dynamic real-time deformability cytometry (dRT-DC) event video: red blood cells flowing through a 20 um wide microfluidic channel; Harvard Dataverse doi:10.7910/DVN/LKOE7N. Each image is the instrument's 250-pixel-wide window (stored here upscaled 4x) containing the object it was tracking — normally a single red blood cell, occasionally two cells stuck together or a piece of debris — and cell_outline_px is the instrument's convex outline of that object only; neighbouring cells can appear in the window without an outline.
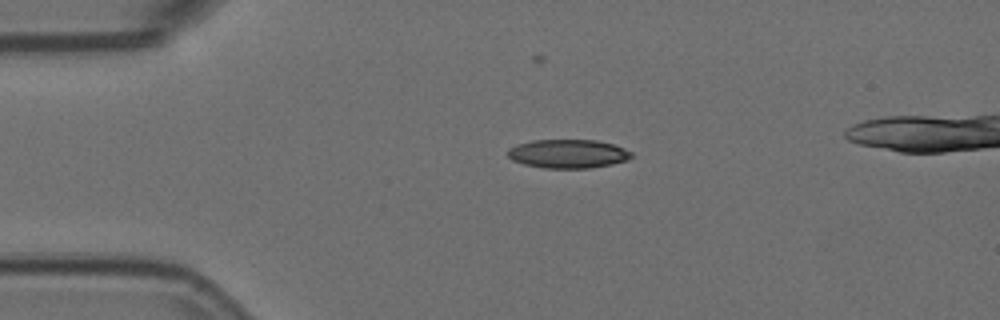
{"species": "Egyptian fruit bat (a non-hibernating species)", "species_latin": "Rousettus aegyptiacus", "temperature_condition": "room temperature", "stored_images_in_passage": 6, "camera_frame_rate_fps": 3000, "um_per_image_px": 0.085, "animal": {"sex": "female"}, "frame": {"image": 1, "passage_image": 4, "time_ms": 1.0, "image_size_px": [1000, 320], "cell_outline_px": [[632, 156], [628, 160], [612, 164], [592, 168], [544, 168], [524, 164], [512, 160], [508, 156], [508, 148], [532, 140], [596, 140], [612, 144], [624, 148], [632, 152]], "centroid_in_image_um": [48.3, 13.07], "position_along_channel_um": 36.7, "area_um2": 20.69}}